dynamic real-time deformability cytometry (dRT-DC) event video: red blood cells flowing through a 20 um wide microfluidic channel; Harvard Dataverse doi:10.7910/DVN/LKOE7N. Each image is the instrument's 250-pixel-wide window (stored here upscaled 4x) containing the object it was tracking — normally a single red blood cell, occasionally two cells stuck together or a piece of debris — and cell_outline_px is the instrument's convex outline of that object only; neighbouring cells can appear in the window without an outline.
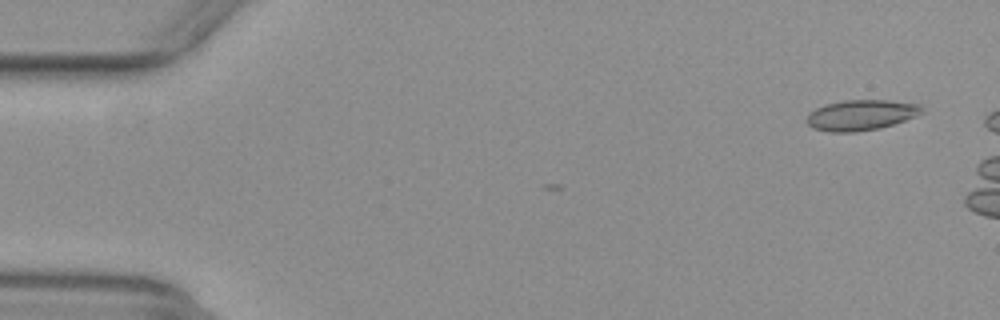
{"species": "common noctule bat (a hibernating species)", "species_latin": "Nyctalus noctula", "temperature_condition": "warm", "stored_images_in_passage": 3, "camera_frame_rate_fps": 3000, "um_per_image_px": 0.085, "animal": {"sex": "female", "body_mass_g": 29.2, "forearm_length_mm": 56.3}, "frame": {"image": 1, "passage_image": 3, "time_ms": 0.667, "image_size_px": [1000, 320], "cell_outline_px": [[924, 112], [916, 116], [880, 128], [856, 132], [828, 132], [812, 128], [804, 120], [808, 112], [824, 104], [844, 100], [888, 100], [920, 104], [924, 108]], "centroid_in_image_um": [73.15, 9.78], "position_along_channel_um": 11.9, "area_um2": 20.75}}